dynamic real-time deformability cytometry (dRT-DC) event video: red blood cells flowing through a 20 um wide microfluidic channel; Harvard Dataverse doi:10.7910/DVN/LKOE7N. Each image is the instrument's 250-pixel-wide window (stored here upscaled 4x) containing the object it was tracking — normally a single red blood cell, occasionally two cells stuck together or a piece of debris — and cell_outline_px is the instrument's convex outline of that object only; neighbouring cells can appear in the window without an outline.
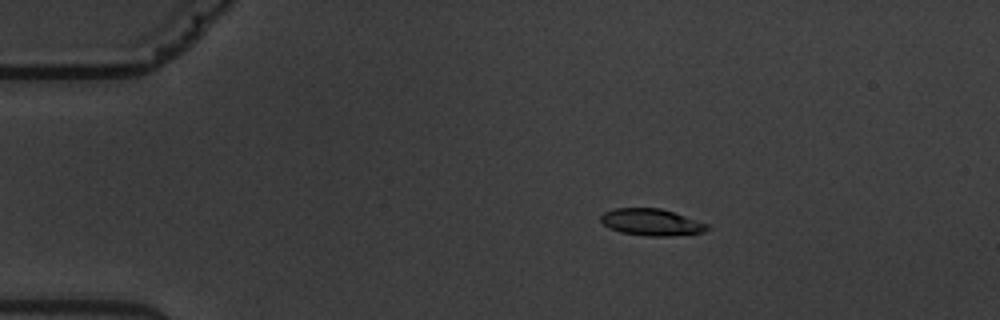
{"species": "common noctule bat (a hibernating species)", "species_latin": "Nyctalus noctula", "temperature_condition": "warm", "stored_images_in_passage": 4, "camera_frame_rate_fps": 3000, "um_per_image_px": 0.085, "animal": {"sex": "male", "body_mass_g": 19.5, "forearm_length_mm": 54.6}, "frame": {"image": 1, "passage_image": 2, "time_ms": 1.333, "image_size_px": [1000, 320], "cell_outline_px": [[708, 228], [704, 232], [672, 236], [648, 236], [620, 232], [604, 224], [600, 220], [600, 216], [604, 212], [616, 208], [660, 208], [708, 224]], "centroid_in_image_um": [55.36, 18.89], "position_along_channel_um": 29.6, "area_um2": 16.36}}